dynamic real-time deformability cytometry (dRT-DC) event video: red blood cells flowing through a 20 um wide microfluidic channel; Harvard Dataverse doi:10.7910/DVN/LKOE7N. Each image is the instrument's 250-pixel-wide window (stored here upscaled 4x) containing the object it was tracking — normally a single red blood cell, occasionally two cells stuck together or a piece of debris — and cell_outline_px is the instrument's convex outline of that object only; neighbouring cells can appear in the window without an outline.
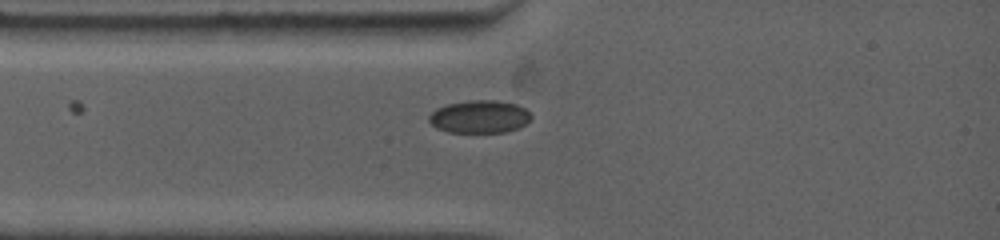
{"species": "common noctule bat (a hibernating species)", "species_latin": "Nyctalus noctula", "temperature_condition": "warm", "stored_images_in_passage": 22, "camera_frame_rate_fps": 4500, "um_per_image_px": 0.085, "animal": {"sex": "female", "body_mass_g": 19.0, "forearm_length_mm": 53.3}, "frame": {"image": 1, "passage_image": 1, "time_ms": 0.0, "image_size_px": [1000, 240], "cell_outline_px": [[532, 116], [524, 124], [516, 128], [504, 132], [448, 132], [436, 128], [428, 120], [428, 116], [432, 112], [448, 104], [468, 100], [496, 100], [516, 104], [524, 108]], "centroid_in_image_um": [40.74, 9.91], "position_along_channel_um": 44.3, "area_um2": 19.25}}
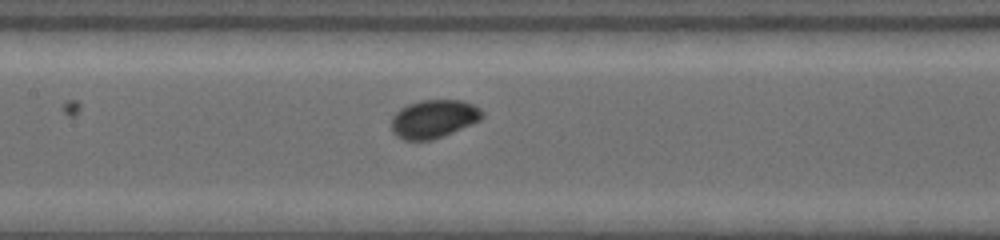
{"frame": {"image": 2, "passage_image": 12, "time_ms": 3.333, "image_size_px": [1000, 240], "cell_outline_px": [[480, 120], [432, 140], [404, 140], [396, 136], [392, 132], [392, 116], [400, 108], [408, 104], [424, 100], [460, 100], [472, 104], [480, 108]], "centroid_in_image_um": [36.8, 10.1], "position_along_channel_um": 170.6, "area_um2": 19.88}}
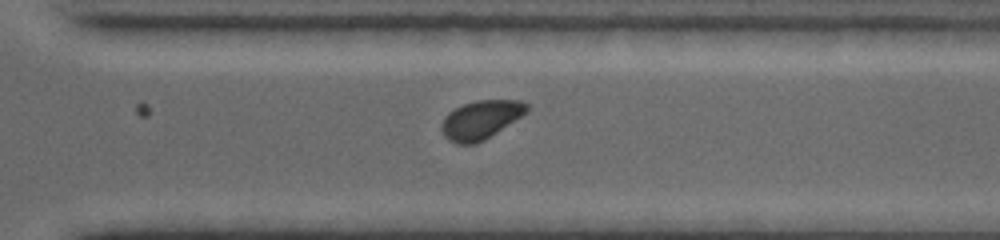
{"frame": {"image": 3, "passage_image": 22, "time_ms": 7.556, "image_size_px": [1000, 240], "cell_outline_px": [[528, 112], [484, 140], [476, 144], [456, 144], [448, 140], [444, 136], [444, 116], [448, 112], [464, 104], [476, 100], [520, 100], [528, 104]], "centroid_in_image_um": [40.9, 10.17], "position_along_channel_um": 329.7, "area_um2": 18.96}}